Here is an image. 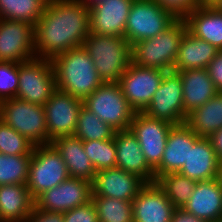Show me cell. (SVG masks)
Listing matches in <instances>:
<instances>
[{"mask_svg":"<svg viewBox=\"0 0 222 222\" xmlns=\"http://www.w3.org/2000/svg\"><path fill=\"white\" fill-rule=\"evenodd\" d=\"M34 33L36 57L52 60L83 46L90 33L89 9L80 0H49Z\"/></svg>","mask_w":222,"mask_h":222,"instance_id":"obj_1","label":"cell"},{"mask_svg":"<svg viewBox=\"0 0 222 222\" xmlns=\"http://www.w3.org/2000/svg\"><path fill=\"white\" fill-rule=\"evenodd\" d=\"M57 89L85 100L103 81L83 46L55 56L52 60Z\"/></svg>","mask_w":222,"mask_h":222,"instance_id":"obj_2","label":"cell"},{"mask_svg":"<svg viewBox=\"0 0 222 222\" xmlns=\"http://www.w3.org/2000/svg\"><path fill=\"white\" fill-rule=\"evenodd\" d=\"M83 47L103 82H118L132 62V46L124 36L89 33Z\"/></svg>","mask_w":222,"mask_h":222,"instance_id":"obj_3","label":"cell"},{"mask_svg":"<svg viewBox=\"0 0 222 222\" xmlns=\"http://www.w3.org/2000/svg\"><path fill=\"white\" fill-rule=\"evenodd\" d=\"M186 29L184 18H177L160 34L136 42L132 45V63L172 71Z\"/></svg>","mask_w":222,"mask_h":222,"instance_id":"obj_4","label":"cell"},{"mask_svg":"<svg viewBox=\"0 0 222 222\" xmlns=\"http://www.w3.org/2000/svg\"><path fill=\"white\" fill-rule=\"evenodd\" d=\"M0 119L32 145H49L43 105L32 104L16 97L0 102Z\"/></svg>","mask_w":222,"mask_h":222,"instance_id":"obj_5","label":"cell"},{"mask_svg":"<svg viewBox=\"0 0 222 222\" xmlns=\"http://www.w3.org/2000/svg\"><path fill=\"white\" fill-rule=\"evenodd\" d=\"M84 106L113 130H127L135 115L118 82H103L84 101Z\"/></svg>","mask_w":222,"mask_h":222,"instance_id":"obj_6","label":"cell"},{"mask_svg":"<svg viewBox=\"0 0 222 222\" xmlns=\"http://www.w3.org/2000/svg\"><path fill=\"white\" fill-rule=\"evenodd\" d=\"M68 177L65 161L51 144L34 146L26 184L33 200Z\"/></svg>","mask_w":222,"mask_h":222,"instance_id":"obj_7","label":"cell"},{"mask_svg":"<svg viewBox=\"0 0 222 222\" xmlns=\"http://www.w3.org/2000/svg\"><path fill=\"white\" fill-rule=\"evenodd\" d=\"M177 18L155 0H134L127 18L124 37L131 44L152 38Z\"/></svg>","mask_w":222,"mask_h":222,"instance_id":"obj_8","label":"cell"},{"mask_svg":"<svg viewBox=\"0 0 222 222\" xmlns=\"http://www.w3.org/2000/svg\"><path fill=\"white\" fill-rule=\"evenodd\" d=\"M56 89L55 70L50 59L36 57L19 63V86L16 98L44 105Z\"/></svg>","mask_w":222,"mask_h":222,"instance_id":"obj_9","label":"cell"},{"mask_svg":"<svg viewBox=\"0 0 222 222\" xmlns=\"http://www.w3.org/2000/svg\"><path fill=\"white\" fill-rule=\"evenodd\" d=\"M165 73L161 69L140 67L131 62L118 84L135 112H143L147 108Z\"/></svg>","mask_w":222,"mask_h":222,"instance_id":"obj_10","label":"cell"},{"mask_svg":"<svg viewBox=\"0 0 222 222\" xmlns=\"http://www.w3.org/2000/svg\"><path fill=\"white\" fill-rule=\"evenodd\" d=\"M143 112L149 117L167 121L172 125L185 123L183 89L179 73L169 71L164 74L152 101Z\"/></svg>","mask_w":222,"mask_h":222,"instance_id":"obj_11","label":"cell"},{"mask_svg":"<svg viewBox=\"0 0 222 222\" xmlns=\"http://www.w3.org/2000/svg\"><path fill=\"white\" fill-rule=\"evenodd\" d=\"M83 100L56 89L43 105L48 131V142L61 136L74 135Z\"/></svg>","mask_w":222,"mask_h":222,"instance_id":"obj_12","label":"cell"},{"mask_svg":"<svg viewBox=\"0 0 222 222\" xmlns=\"http://www.w3.org/2000/svg\"><path fill=\"white\" fill-rule=\"evenodd\" d=\"M36 58L34 25L0 19V61L23 63Z\"/></svg>","mask_w":222,"mask_h":222,"instance_id":"obj_13","label":"cell"},{"mask_svg":"<svg viewBox=\"0 0 222 222\" xmlns=\"http://www.w3.org/2000/svg\"><path fill=\"white\" fill-rule=\"evenodd\" d=\"M91 199V182L69 176L59 185L40 194L34 200V206L48 212L64 213L88 203Z\"/></svg>","mask_w":222,"mask_h":222,"instance_id":"obj_14","label":"cell"},{"mask_svg":"<svg viewBox=\"0 0 222 222\" xmlns=\"http://www.w3.org/2000/svg\"><path fill=\"white\" fill-rule=\"evenodd\" d=\"M174 125L136 112L129 129L135 135L148 164L155 169L161 162L167 136Z\"/></svg>","mask_w":222,"mask_h":222,"instance_id":"obj_15","label":"cell"},{"mask_svg":"<svg viewBox=\"0 0 222 222\" xmlns=\"http://www.w3.org/2000/svg\"><path fill=\"white\" fill-rule=\"evenodd\" d=\"M145 182L137 175L120 168L98 171L91 182L92 196L133 201Z\"/></svg>","mask_w":222,"mask_h":222,"instance_id":"obj_16","label":"cell"},{"mask_svg":"<svg viewBox=\"0 0 222 222\" xmlns=\"http://www.w3.org/2000/svg\"><path fill=\"white\" fill-rule=\"evenodd\" d=\"M133 222H171L174 205L157 182L145 183L132 201Z\"/></svg>","mask_w":222,"mask_h":222,"instance_id":"obj_17","label":"cell"},{"mask_svg":"<svg viewBox=\"0 0 222 222\" xmlns=\"http://www.w3.org/2000/svg\"><path fill=\"white\" fill-rule=\"evenodd\" d=\"M199 138L186 123L174 125L167 136L162 160L154 169L155 182L164 174L179 172L188 160L190 147Z\"/></svg>","mask_w":222,"mask_h":222,"instance_id":"obj_18","label":"cell"},{"mask_svg":"<svg viewBox=\"0 0 222 222\" xmlns=\"http://www.w3.org/2000/svg\"><path fill=\"white\" fill-rule=\"evenodd\" d=\"M116 167L133 173L145 183L155 182L154 169L142 153L140 143L130 129L115 131Z\"/></svg>","mask_w":222,"mask_h":222,"instance_id":"obj_19","label":"cell"},{"mask_svg":"<svg viewBox=\"0 0 222 222\" xmlns=\"http://www.w3.org/2000/svg\"><path fill=\"white\" fill-rule=\"evenodd\" d=\"M133 1L106 0L89 9L90 33L104 36H124Z\"/></svg>","mask_w":222,"mask_h":222,"instance_id":"obj_20","label":"cell"},{"mask_svg":"<svg viewBox=\"0 0 222 222\" xmlns=\"http://www.w3.org/2000/svg\"><path fill=\"white\" fill-rule=\"evenodd\" d=\"M183 209L206 222H221L222 187L218 179L196 181L194 191Z\"/></svg>","mask_w":222,"mask_h":222,"instance_id":"obj_21","label":"cell"},{"mask_svg":"<svg viewBox=\"0 0 222 222\" xmlns=\"http://www.w3.org/2000/svg\"><path fill=\"white\" fill-rule=\"evenodd\" d=\"M178 73L181 76L186 120L189 113L209 101L219 90L207 69L183 70Z\"/></svg>","mask_w":222,"mask_h":222,"instance_id":"obj_22","label":"cell"},{"mask_svg":"<svg viewBox=\"0 0 222 222\" xmlns=\"http://www.w3.org/2000/svg\"><path fill=\"white\" fill-rule=\"evenodd\" d=\"M220 161L209 138L200 137L189 149L188 160L179 171L195 181L217 178Z\"/></svg>","mask_w":222,"mask_h":222,"instance_id":"obj_23","label":"cell"},{"mask_svg":"<svg viewBox=\"0 0 222 222\" xmlns=\"http://www.w3.org/2000/svg\"><path fill=\"white\" fill-rule=\"evenodd\" d=\"M187 30L222 50V10L218 6H199L184 17Z\"/></svg>","mask_w":222,"mask_h":222,"instance_id":"obj_24","label":"cell"},{"mask_svg":"<svg viewBox=\"0 0 222 222\" xmlns=\"http://www.w3.org/2000/svg\"><path fill=\"white\" fill-rule=\"evenodd\" d=\"M220 50L207 41L194 36L187 29L181 39L174 72L193 69H207Z\"/></svg>","mask_w":222,"mask_h":222,"instance_id":"obj_25","label":"cell"},{"mask_svg":"<svg viewBox=\"0 0 222 222\" xmlns=\"http://www.w3.org/2000/svg\"><path fill=\"white\" fill-rule=\"evenodd\" d=\"M65 161L68 175L93 181L96 170L85 154L83 141L74 135L61 136L50 143Z\"/></svg>","mask_w":222,"mask_h":222,"instance_id":"obj_26","label":"cell"},{"mask_svg":"<svg viewBox=\"0 0 222 222\" xmlns=\"http://www.w3.org/2000/svg\"><path fill=\"white\" fill-rule=\"evenodd\" d=\"M34 207L26 185L0 186V222H25Z\"/></svg>","mask_w":222,"mask_h":222,"instance_id":"obj_27","label":"cell"},{"mask_svg":"<svg viewBox=\"0 0 222 222\" xmlns=\"http://www.w3.org/2000/svg\"><path fill=\"white\" fill-rule=\"evenodd\" d=\"M185 123L199 136L209 138L222 128V92L187 115Z\"/></svg>","mask_w":222,"mask_h":222,"instance_id":"obj_28","label":"cell"},{"mask_svg":"<svg viewBox=\"0 0 222 222\" xmlns=\"http://www.w3.org/2000/svg\"><path fill=\"white\" fill-rule=\"evenodd\" d=\"M49 0H0V19L35 25L44 14Z\"/></svg>","mask_w":222,"mask_h":222,"instance_id":"obj_29","label":"cell"},{"mask_svg":"<svg viewBox=\"0 0 222 222\" xmlns=\"http://www.w3.org/2000/svg\"><path fill=\"white\" fill-rule=\"evenodd\" d=\"M175 208H183L194 191L196 181L179 172L167 173L156 180Z\"/></svg>","mask_w":222,"mask_h":222,"instance_id":"obj_30","label":"cell"},{"mask_svg":"<svg viewBox=\"0 0 222 222\" xmlns=\"http://www.w3.org/2000/svg\"><path fill=\"white\" fill-rule=\"evenodd\" d=\"M113 130L107 123L103 122L84 105L82 106L74 136L82 141L108 140L114 136Z\"/></svg>","mask_w":222,"mask_h":222,"instance_id":"obj_31","label":"cell"},{"mask_svg":"<svg viewBox=\"0 0 222 222\" xmlns=\"http://www.w3.org/2000/svg\"><path fill=\"white\" fill-rule=\"evenodd\" d=\"M99 222H133L132 201L92 196Z\"/></svg>","mask_w":222,"mask_h":222,"instance_id":"obj_32","label":"cell"},{"mask_svg":"<svg viewBox=\"0 0 222 222\" xmlns=\"http://www.w3.org/2000/svg\"><path fill=\"white\" fill-rule=\"evenodd\" d=\"M29 155H6L0 153V186L8 184L26 185L28 180Z\"/></svg>","mask_w":222,"mask_h":222,"instance_id":"obj_33","label":"cell"},{"mask_svg":"<svg viewBox=\"0 0 222 222\" xmlns=\"http://www.w3.org/2000/svg\"><path fill=\"white\" fill-rule=\"evenodd\" d=\"M83 147L96 172L116 167L117 153L114 136L111 139L102 141H83Z\"/></svg>","mask_w":222,"mask_h":222,"instance_id":"obj_34","label":"cell"},{"mask_svg":"<svg viewBox=\"0 0 222 222\" xmlns=\"http://www.w3.org/2000/svg\"><path fill=\"white\" fill-rule=\"evenodd\" d=\"M34 145L22 134L0 119V153L6 155H29Z\"/></svg>","mask_w":222,"mask_h":222,"instance_id":"obj_35","label":"cell"},{"mask_svg":"<svg viewBox=\"0 0 222 222\" xmlns=\"http://www.w3.org/2000/svg\"><path fill=\"white\" fill-rule=\"evenodd\" d=\"M19 86V64L0 61V102L16 97Z\"/></svg>","mask_w":222,"mask_h":222,"instance_id":"obj_36","label":"cell"},{"mask_svg":"<svg viewBox=\"0 0 222 222\" xmlns=\"http://www.w3.org/2000/svg\"><path fill=\"white\" fill-rule=\"evenodd\" d=\"M64 222H99L96 208L91 201L63 213Z\"/></svg>","mask_w":222,"mask_h":222,"instance_id":"obj_37","label":"cell"},{"mask_svg":"<svg viewBox=\"0 0 222 222\" xmlns=\"http://www.w3.org/2000/svg\"><path fill=\"white\" fill-rule=\"evenodd\" d=\"M165 10L170 11L176 18H184L196 7H199L197 0H155Z\"/></svg>","mask_w":222,"mask_h":222,"instance_id":"obj_38","label":"cell"},{"mask_svg":"<svg viewBox=\"0 0 222 222\" xmlns=\"http://www.w3.org/2000/svg\"><path fill=\"white\" fill-rule=\"evenodd\" d=\"M25 222H64L63 213L40 210L35 206Z\"/></svg>","mask_w":222,"mask_h":222,"instance_id":"obj_39","label":"cell"},{"mask_svg":"<svg viewBox=\"0 0 222 222\" xmlns=\"http://www.w3.org/2000/svg\"><path fill=\"white\" fill-rule=\"evenodd\" d=\"M207 70L218 90L222 92V50L209 63Z\"/></svg>","mask_w":222,"mask_h":222,"instance_id":"obj_40","label":"cell"},{"mask_svg":"<svg viewBox=\"0 0 222 222\" xmlns=\"http://www.w3.org/2000/svg\"><path fill=\"white\" fill-rule=\"evenodd\" d=\"M171 222H206L195 215L186 212L183 208H175L172 214Z\"/></svg>","mask_w":222,"mask_h":222,"instance_id":"obj_41","label":"cell"},{"mask_svg":"<svg viewBox=\"0 0 222 222\" xmlns=\"http://www.w3.org/2000/svg\"><path fill=\"white\" fill-rule=\"evenodd\" d=\"M212 147L216 152L219 161H222V128L214 132L210 137Z\"/></svg>","mask_w":222,"mask_h":222,"instance_id":"obj_42","label":"cell"},{"mask_svg":"<svg viewBox=\"0 0 222 222\" xmlns=\"http://www.w3.org/2000/svg\"><path fill=\"white\" fill-rule=\"evenodd\" d=\"M80 1L82 2V4L86 8L91 9L95 6H98V5L102 4L106 0H80Z\"/></svg>","mask_w":222,"mask_h":222,"instance_id":"obj_43","label":"cell"},{"mask_svg":"<svg viewBox=\"0 0 222 222\" xmlns=\"http://www.w3.org/2000/svg\"><path fill=\"white\" fill-rule=\"evenodd\" d=\"M199 6H218L222 0H197Z\"/></svg>","mask_w":222,"mask_h":222,"instance_id":"obj_44","label":"cell"},{"mask_svg":"<svg viewBox=\"0 0 222 222\" xmlns=\"http://www.w3.org/2000/svg\"><path fill=\"white\" fill-rule=\"evenodd\" d=\"M217 179H218V181L220 183V186L222 187V161L219 164V170H218Z\"/></svg>","mask_w":222,"mask_h":222,"instance_id":"obj_45","label":"cell"},{"mask_svg":"<svg viewBox=\"0 0 222 222\" xmlns=\"http://www.w3.org/2000/svg\"><path fill=\"white\" fill-rule=\"evenodd\" d=\"M218 7L222 10V2L218 5Z\"/></svg>","mask_w":222,"mask_h":222,"instance_id":"obj_46","label":"cell"}]
</instances>
